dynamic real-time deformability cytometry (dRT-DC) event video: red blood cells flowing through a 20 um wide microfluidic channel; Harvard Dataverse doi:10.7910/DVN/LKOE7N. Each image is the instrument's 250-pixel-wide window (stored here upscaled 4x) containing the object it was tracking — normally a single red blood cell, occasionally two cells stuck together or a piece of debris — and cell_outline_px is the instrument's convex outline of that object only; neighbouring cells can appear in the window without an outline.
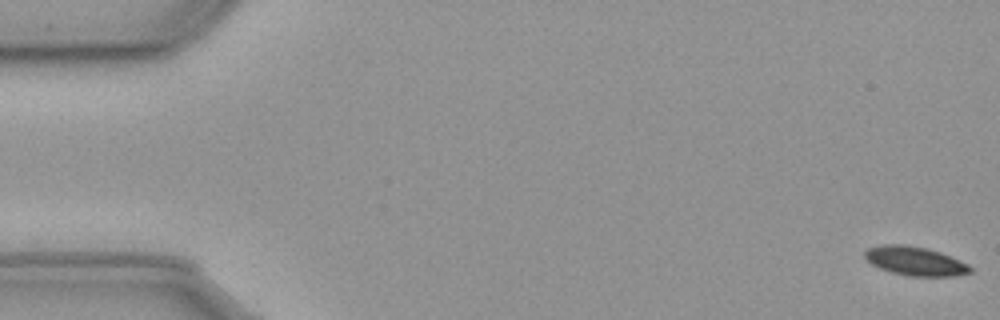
{"species": "common noctule bat (a hibernating species)", "species_latin": "Nyctalus noctula", "temperature_condition": "cold", "stored_images_in_passage": 15, "camera_frame_rate_fps": 3000, "um_per_image_px": 0.085, "animal": {"sex": "male", "body_mass_g": 23.1, "forearm_length_mm": 52.7}, "frame": {"image": 1, "passage_image": 1, "time_ms": 0.0, "image_size_px": [1000, 320], "cell_outline_px": [[972, 272], [956, 276], [908, 276], [892, 272], [880, 268], [872, 264], [864, 256], [864, 252], [868, 248], [880, 244], [904, 244], [928, 248], [940, 252], [968, 264], [972, 268]], "centroid_in_image_um": [77.78, 22.18], "position_along_channel_um": 7.2, "area_um2": 17.8}}
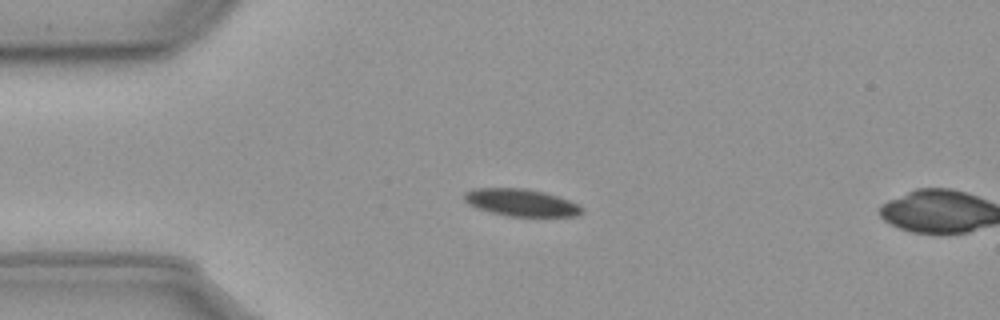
{"frame": {"image": 2, "passage_image": 14, "time_ms": 4.333, "image_size_px": [1000, 320], "cell_outline_px": [[584, 212], [576, 216], [508, 216], [476, 208], [468, 204], [464, 200], [464, 192], [472, 188], [524, 188], [544, 192], [580, 204], [584, 208]], "centroid_in_image_um": [44.29, 17.21], "position_along_channel_um": 40.7, "area_um2": 18.73}}